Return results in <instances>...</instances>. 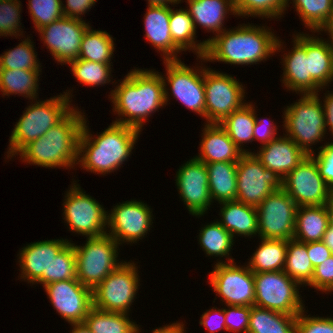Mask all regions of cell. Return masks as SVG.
Instances as JSON below:
<instances>
[{
	"label": "cell",
	"instance_id": "obj_1",
	"mask_svg": "<svg viewBox=\"0 0 333 333\" xmlns=\"http://www.w3.org/2000/svg\"><path fill=\"white\" fill-rule=\"evenodd\" d=\"M164 89L162 74L158 71L140 68L130 70L110 91L112 110L120 117L114 122L142 131L149 116L166 106Z\"/></svg>",
	"mask_w": 333,
	"mask_h": 333
},
{
	"label": "cell",
	"instance_id": "obj_2",
	"mask_svg": "<svg viewBox=\"0 0 333 333\" xmlns=\"http://www.w3.org/2000/svg\"><path fill=\"white\" fill-rule=\"evenodd\" d=\"M282 40L266 26L240 24L235 29H225L206 40V62H224L231 65H252L266 61L283 48ZM282 43V44H281Z\"/></svg>",
	"mask_w": 333,
	"mask_h": 333
},
{
	"label": "cell",
	"instance_id": "obj_3",
	"mask_svg": "<svg viewBox=\"0 0 333 333\" xmlns=\"http://www.w3.org/2000/svg\"><path fill=\"white\" fill-rule=\"evenodd\" d=\"M86 120L79 140L77 164L95 174L105 175L118 170L129 159L141 131L112 122L95 137Z\"/></svg>",
	"mask_w": 333,
	"mask_h": 333
},
{
	"label": "cell",
	"instance_id": "obj_4",
	"mask_svg": "<svg viewBox=\"0 0 333 333\" xmlns=\"http://www.w3.org/2000/svg\"><path fill=\"white\" fill-rule=\"evenodd\" d=\"M75 107L43 136L26 145L17 155L22 161L45 168H73L77 164L79 140L85 113Z\"/></svg>",
	"mask_w": 333,
	"mask_h": 333
},
{
	"label": "cell",
	"instance_id": "obj_5",
	"mask_svg": "<svg viewBox=\"0 0 333 333\" xmlns=\"http://www.w3.org/2000/svg\"><path fill=\"white\" fill-rule=\"evenodd\" d=\"M63 93L44 101L34 99L35 103L31 102V105L25 108L9 137L7 159L16 157L26 145L43 136L75 108L70 104L73 96L71 91L66 90Z\"/></svg>",
	"mask_w": 333,
	"mask_h": 333
},
{
	"label": "cell",
	"instance_id": "obj_6",
	"mask_svg": "<svg viewBox=\"0 0 333 333\" xmlns=\"http://www.w3.org/2000/svg\"><path fill=\"white\" fill-rule=\"evenodd\" d=\"M298 102L284 108V129L286 137L292 139L307 155L315 150L311 147L323 141L328 129L319 94L300 95Z\"/></svg>",
	"mask_w": 333,
	"mask_h": 333
},
{
	"label": "cell",
	"instance_id": "obj_7",
	"mask_svg": "<svg viewBox=\"0 0 333 333\" xmlns=\"http://www.w3.org/2000/svg\"><path fill=\"white\" fill-rule=\"evenodd\" d=\"M72 244L76 256L77 280L91 290L123 263L117 260L119 244L107 233L87 237L83 246Z\"/></svg>",
	"mask_w": 333,
	"mask_h": 333
},
{
	"label": "cell",
	"instance_id": "obj_8",
	"mask_svg": "<svg viewBox=\"0 0 333 333\" xmlns=\"http://www.w3.org/2000/svg\"><path fill=\"white\" fill-rule=\"evenodd\" d=\"M255 306L298 315L305 309L300 284L284 271L254 273Z\"/></svg>",
	"mask_w": 333,
	"mask_h": 333
},
{
	"label": "cell",
	"instance_id": "obj_9",
	"mask_svg": "<svg viewBox=\"0 0 333 333\" xmlns=\"http://www.w3.org/2000/svg\"><path fill=\"white\" fill-rule=\"evenodd\" d=\"M139 281L136 263L124 261L92 290L93 307L106 312L128 314L136 299Z\"/></svg>",
	"mask_w": 333,
	"mask_h": 333
},
{
	"label": "cell",
	"instance_id": "obj_10",
	"mask_svg": "<svg viewBox=\"0 0 333 333\" xmlns=\"http://www.w3.org/2000/svg\"><path fill=\"white\" fill-rule=\"evenodd\" d=\"M65 194L63 215L70 232L85 237H98L107 233L108 212L92 196L85 194L79 184L74 183Z\"/></svg>",
	"mask_w": 333,
	"mask_h": 333
},
{
	"label": "cell",
	"instance_id": "obj_11",
	"mask_svg": "<svg viewBox=\"0 0 333 333\" xmlns=\"http://www.w3.org/2000/svg\"><path fill=\"white\" fill-rule=\"evenodd\" d=\"M204 87L207 123L219 124L245 104V87L231 75L204 67Z\"/></svg>",
	"mask_w": 333,
	"mask_h": 333
},
{
	"label": "cell",
	"instance_id": "obj_12",
	"mask_svg": "<svg viewBox=\"0 0 333 333\" xmlns=\"http://www.w3.org/2000/svg\"><path fill=\"white\" fill-rule=\"evenodd\" d=\"M163 63L166 67V77L162 76L166 105L170 100L168 93L170 90L173 98L175 97L192 112L205 118L204 66L191 68L181 60H164ZM166 82L170 84V89Z\"/></svg>",
	"mask_w": 333,
	"mask_h": 333
},
{
	"label": "cell",
	"instance_id": "obj_13",
	"mask_svg": "<svg viewBox=\"0 0 333 333\" xmlns=\"http://www.w3.org/2000/svg\"><path fill=\"white\" fill-rule=\"evenodd\" d=\"M282 189V178L266 169L254 153H244L237 162L236 201L258 207L276 190Z\"/></svg>",
	"mask_w": 333,
	"mask_h": 333
},
{
	"label": "cell",
	"instance_id": "obj_14",
	"mask_svg": "<svg viewBox=\"0 0 333 333\" xmlns=\"http://www.w3.org/2000/svg\"><path fill=\"white\" fill-rule=\"evenodd\" d=\"M209 273V285L216 295L221 296L226 305L254 306V273L246 265L237 266L236 262L226 263L218 259Z\"/></svg>",
	"mask_w": 333,
	"mask_h": 333
},
{
	"label": "cell",
	"instance_id": "obj_15",
	"mask_svg": "<svg viewBox=\"0 0 333 333\" xmlns=\"http://www.w3.org/2000/svg\"><path fill=\"white\" fill-rule=\"evenodd\" d=\"M282 189L297 206L327 205L332 189L319 174L314 158L307 155L298 166L282 179Z\"/></svg>",
	"mask_w": 333,
	"mask_h": 333
},
{
	"label": "cell",
	"instance_id": "obj_16",
	"mask_svg": "<svg viewBox=\"0 0 333 333\" xmlns=\"http://www.w3.org/2000/svg\"><path fill=\"white\" fill-rule=\"evenodd\" d=\"M297 207L283 189L267 196L256 208L259 237L287 241L293 239Z\"/></svg>",
	"mask_w": 333,
	"mask_h": 333
},
{
	"label": "cell",
	"instance_id": "obj_17",
	"mask_svg": "<svg viewBox=\"0 0 333 333\" xmlns=\"http://www.w3.org/2000/svg\"><path fill=\"white\" fill-rule=\"evenodd\" d=\"M152 219L151 207L141 200L119 202L107 215V228H110L107 234L120 246L126 242L135 244L150 232Z\"/></svg>",
	"mask_w": 333,
	"mask_h": 333
},
{
	"label": "cell",
	"instance_id": "obj_18",
	"mask_svg": "<svg viewBox=\"0 0 333 333\" xmlns=\"http://www.w3.org/2000/svg\"><path fill=\"white\" fill-rule=\"evenodd\" d=\"M89 27L82 19L63 16L37 32L50 54L62 66L78 59L82 37Z\"/></svg>",
	"mask_w": 333,
	"mask_h": 333
},
{
	"label": "cell",
	"instance_id": "obj_19",
	"mask_svg": "<svg viewBox=\"0 0 333 333\" xmlns=\"http://www.w3.org/2000/svg\"><path fill=\"white\" fill-rule=\"evenodd\" d=\"M175 181L189 214L196 217L204 215L213 203L206 164L193 157L179 167Z\"/></svg>",
	"mask_w": 333,
	"mask_h": 333
},
{
	"label": "cell",
	"instance_id": "obj_20",
	"mask_svg": "<svg viewBox=\"0 0 333 333\" xmlns=\"http://www.w3.org/2000/svg\"><path fill=\"white\" fill-rule=\"evenodd\" d=\"M51 305L69 324L84 323L93 307L92 290L77 278L57 281L43 286Z\"/></svg>",
	"mask_w": 333,
	"mask_h": 333
},
{
	"label": "cell",
	"instance_id": "obj_21",
	"mask_svg": "<svg viewBox=\"0 0 333 333\" xmlns=\"http://www.w3.org/2000/svg\"><path fill=\"white\" fill-rule=\"evenodd\" d=\"M69 242L67 239H52L31 242L20 249L19 265L21 279L33 284H49L50 264L53 258Z\"/></svg>",
	"mask_w": 333,
	"mask_h": 333
},
{
	"label": "cell",
	"instance_id": "obj_22",
	"mask_svg": "<svg viewBox=\"0 0 333 333\" xmlns=\"http://www.w3.org/2000/svg\"><path fill=\"white\" fill-rule=\"evenodd\" d=\"M293 49L284 53L283 86L297 94H318L322 87L309 74V57L306 55V34H293Z\"/></svg>",
	"mask_w": 333,
	"mask_h": 333
},
{
	"label": "cell",
	"instance_id": "obj_23",
	"mask_svg": "<svg viewBox=\"0 0 333 333\" xmlns=\"http://www.w3.org/2000/svg\"><path fill=\"white\" fill-rule=\"evenodd\" d=\"M261 148L255 156L266 169L275 172L282 179L294 170L307 154L285 135L279 136Z\"/></svg>",
	"mask_w": 333,
	"mask_h": 333
},
{
	"label": "cell",
	"instance_id": "obj_24",
	"mask_svg": "<svg viewBox=\"0 0 333 333\" xmlns=\"http://www.w3.org/2000/svg\"><path fill=\"white\" fill-rule=\"evenodd\" d=\"M196 159L205 164L212 162L237 163L244 154L218 123H205Z\"/></svg>",
	"mask_w": 333,
	"mask_h": 333
},
{
	"label": "cell",
	"instance_id": "obj_25",
	"mask_svg": "<svg viewBox=\"0 0 333 333\" xmlns=\"http://www.w3.org/2000/svg\"><path fill=\"white\" fill-rule=\"evenodd\" d=\"M170 6H148L144 15L145 38L157 52H162L164 60H180L178 53L181 50L173 43L170 33L169 18Z\"/></svg>",
	"mask_w": 333,
	"mask_h": 333
},
{
	"label": "cell",
	"instance_id": "obj_26",
	"mask_svg": "<svg viewBox=\"0 0 333 333\" xmlns=\"http://www.w3.org/2000/svg\"><path fill=\"white\" fill-rule=\"evenodd\" d=\"M183 2V0H180ZM187 11L191 16L195 29L197 24L208 32H213L215 36L226 28L224 19L229 12L236 15L233 0H187ZM215 32V33H214Z\"/></svg>",
	"mask_w": 333,
	"mask_h": 333
},
{
	"label": "cell",
	"instance_id": "obj_27",
	"mask_svg": "<svg viewBox=\"0 0 333 333\" xmlns=\"http://www.w3.org/2000/svg\"><path fill=\"white\" fill-rule=\"evenodd\" d=\"M221 205L218 221L232 236L244 237L258 236V213L256 207L238 202L229 201L219 203ZM253 235V236H252Z\"/></svg>",
	"mask_w": 333,
	"mask_h": 333
},
{
	"label": "cell",
	"instance_id": "obj_28",
	"mask_svg": "<svg viewBox=\"0 0 333 333\" xmlns=\"http://www.w3.org/2000/svg\"><path fill=\"white\" fill-rule=\"evenodd\" d=\"M329 226L326 205L299 206L296 210L293 239L301 243L322 241Z\"/></svg>",
	"mask_w": 333,
	"mask_h": 333
},
{
	"label": "cell",
	"instance_id": "obj_29",
	"mask_svg": "<svg viewBox=\"0 0 333 333\" xmlns=\"http://www.w3.org/2000/svg\"><path fill=\"white\" fill-rule=\"evenodd\" d=\"M326 39L306 34V55L310 76L325 89L333 81V49Z\"/></svg>",
	"mask_w": 333,
	"mask_h": 333
},
{
	"label": "cell",
	"instance_id": "obj_30",
	"mask_svg": "<svg viewBox=\"0 0 333 333\" xmlns=\"http://www.w3.org/2000/svg\"><path fill=\"white\" fill-rule=\"evenodd\" d=\"M212 201L218 203L237 199V163L212 162L206 164Z\"/></svg>",
	"mask_w": 333,
	"mask_h": 333
},
{
	"label": "cell",
	"instance_id": "obj_31",
	"mask_svg": "<svg viewBox=\"0 0 333 333\" xmlns=\"http://www.w3.org/2000/svg\"><path fill=\"white\" fill-rule=\"evenodd\" d=\"M170 33L172 36L173 43L181 50H191L195 52L197 58L204 57L207 42L203 40L197 43L195 38L196 29L194 22L189 15L187 9H172L169 18Z\"/></svg>",
	"mask_w": 333,
	"mask_h": 333
},
{
	"label": "cell",
	"instance_id": "obj_32",
	"mask_svg": "<svg viewBox=\"0 0 333 333\" xmlns=\"http://www.w3.org/2000/svg\"><path fill=\"white\" fill-rule=\"evenodd\" d=\"M256 121L255 106L245 103L240 109L225 117L219 125L243 153H254L244 149L243 145L254 141L253 132ZM244 143V144H243Z\"/></svg>",
	"mask_w": 333,
	"mask_h": 333
},
{
	"label": "cell",
	"instance_id": "obj_33",
	"mask_svg": "<svg viewBox=\"0 0 333 333\" xmlns=\"http://www.w3.org/2000/svg\"><path fill=\"white\" fill-rule=\"evenodd\" d=\"M261 239L247 266L253 273L283 271L286 261L287 240Z\"/></svg>",
	"mask_w": 333,
	"mask_h": 333
},
{
	"label": "cell",
	"instance_id": "obj_34",
	"mask_svg": "<svg viewBox=\"0 0 333 333\" xmlns=\"http://www.w3.org/2000/svg\"><path fill=\"white\" fill-rule=\"evenodd\" d=\"M297 315L252 306L248 333H296Z\"/></svg>",
	"mask_w": 333,
	"mask_h": 333
},
{
	"label": "cell",
	"instance_id": "obj_35",
	"mask_svg": "<svg viewBox=\"0 0 333 333\" xmlns=\"http://www.w3.org/2000/svg\"><path fill=\"white\" fill-rule=\"evenodd\" d=\"M41 72V70L0 69V92L8 97L18 94L33 102V99L38 97Z\"/></svg>",
	"mask_w": 333,
	"mask_h": 333
},
{
	"label": "cell",
	"instance_id": "obj_36",
	"mask_svg": "<svg viewBox=\"0 0 333 333\" xmlns=\"http://www.w3.org/2000/svg\"><path fill=\"white\" fill-rule=\"evenodd\" d=\"M128 315L92 307L84 323L93 333H140V326L131 321Z\"/></svg>",
	"mask_w": 333,
	"mask_h": 333
},
{
	"label": "cell",
	"instance_id": "obj_37",
	"mask_svg": "<svg viewBox=\"0 0 333 333\" xmlns=\"http://www.w3.org/2000/svg\"><path fill=\"white\" fill-rule=\"evenodd\" d=\"M91 28L82 37L78 59L111 64L115 51L114 38L106 31Z\"/></svg>",
	"mask_w": 333,
	"mask_h": 333
},
{
	"label": "cell",
	"instance_id": "obj_38",
	"mask_svg": "<svg viewBox=\"0 0 333 333\" xmlns=\"http://www.w3.org/2000/svg\"><path fill=\"white\" fill-rule=\"evenodd\" d=\"M199 231L198 243L207 256L225 257L228 259L227 263L234 262V258L229 255L235 240L218 220L205 225Z\"/></svg>",
	"mask_w": 333,
	"mask_h": 333
},
{
	"label": "cell",
	"instance_id": "obj_39",
	"mask_svg": "<svg viewBox=\"0 0 333 333\" xmlns=\"http://www.w3.org/2000/svg\"><path fill=\"white\" fill-rule=\"evenodd\" d=\"M283 271L301 286H306L311 282L314 268L307 254V243L294 239L288 240Z\"/></svg>",
	"mask_w": 333,
	"mask_h": 333
},
{
	"label": "cell",
	"instance_id": "obj_40",
	"mask_svg": "<svg viewBox=\"0 0 333 333\" xmlns=\"http://www.w3.org/2000/svg\"><path fill=\"white\" fill-rule=\"evenodd\" d=\"M292 2L299 19L314 33L319 32L333 12V0H292Z\"/></svg>",
	"mask_w": 333,
	"mask_h": 333
},
{
	"label": "cell",
	"instance_id": "obj_41",
	"mask_svg": "<svg viewBox=\"0 0 333 333\" xmlns=\"http://www.w3.org/2000/svg\"><path fill=\"white\" fill-rule=\"evenodd\" d=\"M29 38H24L25 40L15 48L5 51L0 56V69L42 70L34 52V44Z\"/></svg>",
	"mask_w": 333,
	"mask_h": 333
},
{
	"label": "cell",
	"instance_id": "obj_42",
	"mask_svg": "<svg viewBox=\"0 0 333 333\" xmlns=\"http://www.w3.org/2000/svg\"><path fill=\"white\" fill-rule=\"evenodd\" d=\"M70 70L82 85L96 87L111 82L110 75L113 65L97 63L88 60L76 59L69 62Z\"/></svg>",
	"mask_w": 333,
	"mask_h": 333
},
{
	"label": "cell",
	"instance_id": "obj_43",
	"mask_svg": "<svg viewBox=\"0 0 333 333\" xmlns=\"http://www.w3.org/2000/svg\"><path fill=\"white\" fill-rule=\"evenodd\" d=\"M288 0H233L236 16L277 19L287 10Z\"/></svg>",
	"mask_w": 333,
	"mask_h": 333
},
{
	"label": "cell",
	"instance_id": "obj_44",
	"mask_svg": "<svg viewBox=\"0 0 333 333\" xmlns=\"http://www.w3.org/2000/svg\"><path fill=\"white\" fill-rule=\"evenodd\" d=\"M76 278V256L70 240L51 261L49 284Z\"/></svg>",
	"mask_w": 333,
	"mask_h": 333
},
{
	"label": "cell",
	"instance_id": "obj_45",
	"mask_svg": "<svg viewBox=\"0 0 333 333\" xmlns=\"http://www.w3.org/2000/svg\"><path fill=\"white\" fill-rule=\"evenodd\" d=\"M28 8L37 30L63 17L62 0H29Z\"/></svg>",
	"mask_w": 333,
	"mask_h": 333
},
{
	"label": "cell",
	"instance_id": "obj_46",
	"mask_svg": "<svg viewBox=\"0 0 333 333\" xmlns=\"http://www.w3.org/2000/svg\"><path fill=\"white\" fill-rule=\"evenodd\" d=\"M20 0H0V36H21ZM21 29V30H20Z\"/></svg>",
	"mask_w": 333,
	"mask_h": 333
},
{
	"label": "cell",
	"instance_id": "obj_47",
	"mask_svg": "<svg viewBox=\"0 0 333 333\" xmlns=\"http://www.w3.org/2000/svg\"><path fill=\"white\" fill-rule=\"evenodd\" d=\"M224 308L226 329L233 333H248L250 306L225 305Z\"/></svg>",
	"mask_w": 333,
	"mask_h": 333
},
{
	"label": "cell",
	"instance_id": "obj_48",
	"mask_svg": "<svg viewBox=\"0 0 333 333\" xmlns=\"http://www.w3.org/2000/svg\"><path fill=\"white\" fill-rule=\"evenodd\" d=\"M304 314L305 309L297 315L296 333H333V318Z\"/></svg>",
	"mask_w": 333,
	"mask_h": 333
},
{
	"label": "cell",
	"instance_id": "obj_49",
	"mask_svg": "<svg viewBox=\"0 0 333 333\" xmlns=\"http://www.w3.org/2000/svg\"><path fill=\"white\" fill-rule=\"evenodd\" d=\"M307 286L325 293L333 292V255L314 268L311 282Z\"/></svg>",
	"mask_w": 333,
	"mask_h": 333
},
{
	"label": "cell",
	"instance_id": "obj_50",
	"mask_svg": "<svg viewBox=\"0 0 333 333\" xmlns=\"http://www.w3.org/2000/svg\"><path fill=\"white\" fill-rule=\"evenodd\" d=\"M319 149L318 154L313 153L311 156L316 162L319 174L333 191V142L324 143Z\"/></svg>",
	"mask_w": 333,
	"mask_h": 333
},
{
	"label": "cell",
	"instance_id": "obj_51",
	"mask_svg": "<svg viewBox=\"0 0 333 333\" xmlns=\"http://www.w3.org/2000/svg\"><path fill=\"white\" fill-rule=\"evenodd\" d=\"M199 324L207 328L209 333H216L221 330L227 331L224 307L221 309L213 307L212 309L206 310V312L201 315Z\"/></svg>",
	"mask_w": 333,
	"mask_h": 333
},
{
	"label": "cell",
	"instance_id": "obj_52",
	"mask_svg": "<svg viewBox=\"0 0 333 333\" xmlns=\"http://www.w3.org/2000/svg\"><path fill=\"white\" fill-rule=\"evenodd\" d=\"M274 121H271L269 119H258L256 115V121L254 124V132L253 137L254 141L257 140L261 142L260 144L264 145L269 143L270 141L276 139L277 135V126L274 125Z\"/></svg>",
	"mask_w": 333,
	"mask_h": 333
},
{
	"label": "cell",
	"instance_id": "obj_53",
	"mask_svg": "<svg viewBox=\"0 0 333 333\" xmlns=\"http://www.w3.org/2000/svg\"><path fill=\"white\" fill-rule=\"evenodd\" d=\"M64 6L62 2V13L64 17L73 19H83L81 15H85L95 5L97 0H66ZM81 17V18H80Z\"/></svg>",
	"mask_w": 333,
	"mask_h": 333
},
{
	"label": "cell",
	"instance_id": "obj_54",
	"mask_svg": "<svg viewBox=\"0 0 333 333\" xmlns=\"http://www.w3.org/2000/svg\"><path fill=\"white\" fill-rule=\"evenodd\" d=\"M307 254L313 268L322 264L324 260L333 255L330 249L322 241L307 243Z\"/></svg>",
	"mask_w": 333,
	"mask_h": 333
},
{
	"label": "cell",
	"instance_id": "obj_55",
	"mask_svg": "<svg viewBox=\"0 0 333 333\" xmlns=\"http://www.w3.org/2000/svg\"><path fill=\"white\" fill-rule=\"evenodd\" d=\"M327 92L328 93H324L325 98L323 100L324 103L322 105L324 108L326 129L328 128L333 136V91L332 92L327 91Z\"/></svg>",
	"mask_w": 333,
	"mask_h": 333
},
{
	"label": "cell",
	"instance_id": "obj_56",
	"mask_svg": "<svg viewBox=\"0 0 333 333\" xmlns=\"http://www.w3.org/2000/svg\"><path fill=\"white\" fill-rule=\"evenodd\" d=\"M329 216V226L322 238V242L330 249L333 254V196L326 205Z\"/></svg>",
	"mask_w": 333,
	"mask_h": 333
},
{
	"label": "cell",
	"instance_id": "obj_57",
	"mask_svg": "<svg viewBox=\"0 0 333 333\" xmlns=\"http://www.w3.org/2000/svg\"><path fill=\"white\" fill-rule=\"evenodd\" d=\"M183 322H176L163 327L155 328L152 333H186Z\"/></svg>",
	"mask_w": 333,
	"mask_h": 333
},
{
	"label": "cell",
	"instance_id": "obj_58",
	"mask_svg": "<svg viewBox=\"0 0 333 333\" xmlns=\"http://www.w3.org/2000/svg\"><path fill=\"white\" fill-rule=\"evenodd\" d=\"M320 31H324L326 33H328L329 35V39H327L328 44L331 46V48L333 49V12L331 13L330 17L328 18L326 24L319 30Z\"/></svg>",
	"mask_w": 333,
	"mask_h": 333
},
{
	"label": "cell",
	"instance_id": "obj_59",
	"mask_svg": "<svg viewBox=\"0 0 333 333\" xmlns=\"http://www.w3.org/2000/svg\"><path fill=\"white\" fill-rule=\"evenodd\" d=\"M180 0H148V6L158 7V6H170L169 4H179Z\"/></svg>",
	"mask_w": 333,
	"mask_h": 333
},
{
	"label": "cell",
	"instance_id": "obj_60",
	"mask_svg": "<svg viewBox=\"0 0 333 333\" xmlns=\"http://www.w3.org/2000/svg\"><path fill=\"white\" fill-rule=\"evenodd\" d=\"M70 325L73 328L70 333H93L85 323H72Z\"/></svg>",
	"mask_w": 333,
	"mask_h": 333
}]
</instances>
